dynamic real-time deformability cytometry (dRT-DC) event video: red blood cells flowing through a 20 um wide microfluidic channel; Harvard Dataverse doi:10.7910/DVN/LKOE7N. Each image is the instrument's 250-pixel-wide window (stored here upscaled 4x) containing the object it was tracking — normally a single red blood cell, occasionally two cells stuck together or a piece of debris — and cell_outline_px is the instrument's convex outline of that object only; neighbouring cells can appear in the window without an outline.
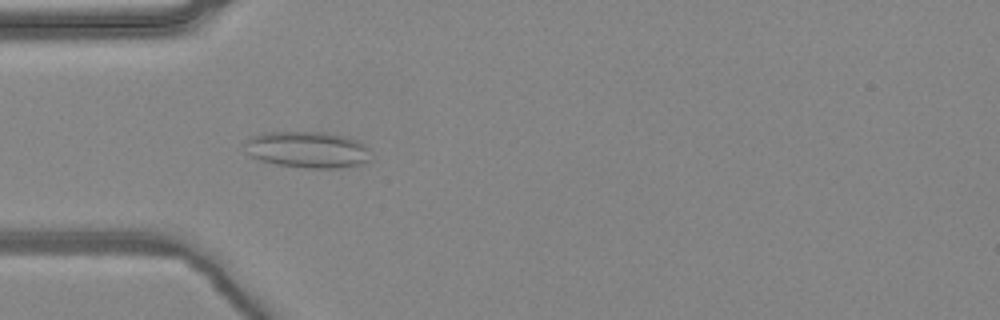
{"species": "common noctule bat (a hibernating species)", "species_latin": "Nyctalus noctula", "temperature_condition": "warm", "stored_images_in_passage": 4, "camera_frame_rate_fps": 3000, "um_per_image_px": 0.085, "animal": {"sex": "female", "body_mass_g": 24.6, "forearm_length_mm": 56.2}, "frame": {"image": 1, "passage_image": 4, "time_ms": 1.0, "image_size_px": [1000, 320], "cell_outline_px": [[372, 160], [360, 164], [340, 168], [304, 168], [276, 164], [260, 160], [252, 156], [248, 152], [244, 140], [252, 136], [264, 132], [324, 132], [344, 136], [356, 140], [364, 144], [368, 148]], "centroid_in_image_um": [26.16, 12.72], "position_along_channel_um": 58.8, "area_um2": 26.82}}